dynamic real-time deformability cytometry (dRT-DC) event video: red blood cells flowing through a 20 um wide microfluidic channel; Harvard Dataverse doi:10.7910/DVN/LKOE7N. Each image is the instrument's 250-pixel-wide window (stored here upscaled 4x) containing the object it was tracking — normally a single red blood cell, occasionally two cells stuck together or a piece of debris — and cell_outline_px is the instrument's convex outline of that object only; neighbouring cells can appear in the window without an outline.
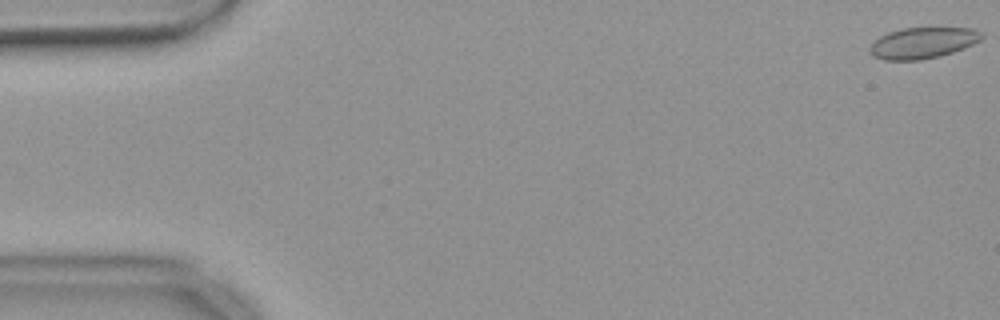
{"species": "common noctule bat (a hibernating species)", "species_latin": "Nyctalus noctula", "temperature_condition": "warm", "stored_images_in_passage": 55, "camera_frame_rate_fps": 3000, "um_per_image_px": 0.085, "animal": {"sex": "female", "body_mass_g": 18.4}, "frame": {"image": 1, "passage_image": 1, "time_ms": 0.0, "image_size_px": [1000, 320], "cell_outline_px": [[984, 36], [980, 40], [964, 48], [952, 52], [920, 60], [884, 60], [872, 56], [868, 52], [868, 48], [880, 36], [888, 32], [900, 28], [972, 28], [980, 32]], "centroid_in_image_um": [78.39, 3.64], "position_along_channel_um": 6.6, "area_um2": 20.17}}
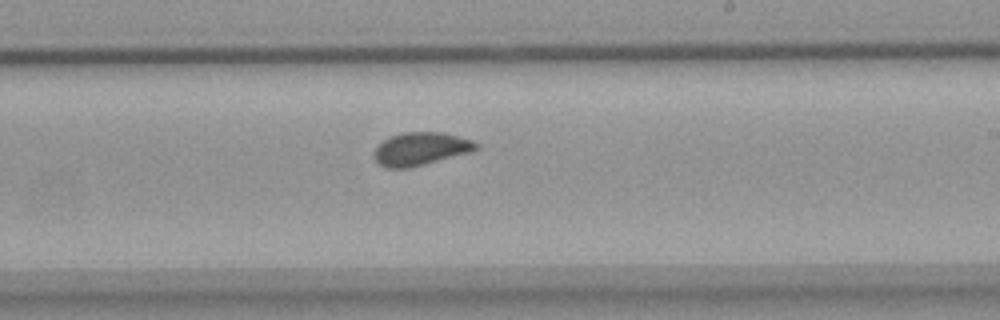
{"frame": {"image": 2, "passage_image": 33, "time_ms": 10.667, "image_size_px": [1000, 320], "cell_outline_px": [[480, 148], [472, 152], [408, 168], [384, 168], [372, 156], [372, 152], [384, 140], [400, 132], [444, 132], [472, 140], [480, 144]], "centroid_in_image_um": [35.78, 12.65], "position_along_channel_um": 253.2, "area_um2": 19.77}}
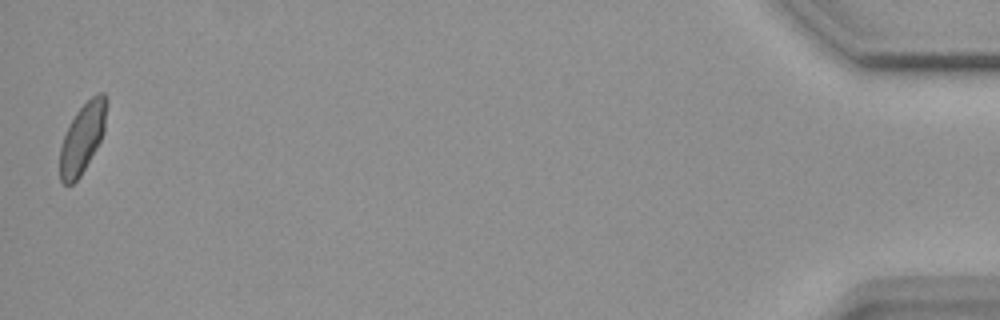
{"frame": {"image": 3, "passage_image": 55, "time_ms": 18.0, "image_size_px": [1000, 320], "cell_outline_px": [[108, 100], [104, 132], [96, 148], [80, 176], [72, 184], [64, 184], [60, 180], [60, 148], [64, 136], [76, 112], [96, 92], [104, 92]], "centroid_in_image_um": [7.03, 11.7], "position_along_channel_um": 428.2, "area_um2": 18.79}, "authors_computed_cell_mechanics": {"area_um2": 19.7676, "velocity_mm_per_s": 3.6732, "shape_relaxation_time_tau1_ms": null, "shape_relaxation_time_tau2_ms": 0.3548, "deformation_change_tau1": null, "deformation_change_tau2": 0.0587}}